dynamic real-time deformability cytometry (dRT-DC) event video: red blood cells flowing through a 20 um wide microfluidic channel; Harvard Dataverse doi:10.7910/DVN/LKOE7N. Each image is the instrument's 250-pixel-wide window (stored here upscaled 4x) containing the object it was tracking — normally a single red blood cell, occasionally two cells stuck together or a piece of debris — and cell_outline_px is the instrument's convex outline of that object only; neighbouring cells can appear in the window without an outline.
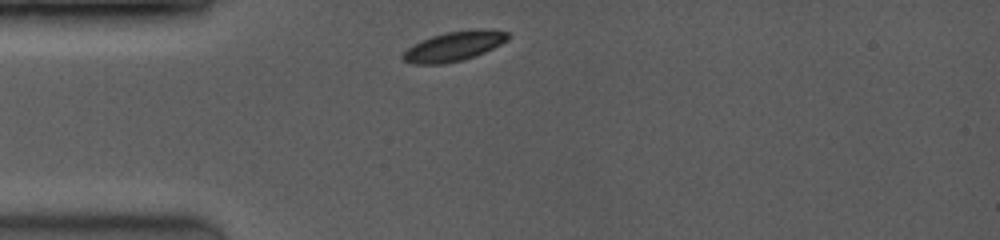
{"species": "common noctule bat (a hibernating species)", "species_latin": "Nyctalus noctula", "temperature_condition": "room temperature", "stored_images_in_passage": 2, "camera_frame_rate_fps": 3500, "um_per_image_px": 0.085, "animal": {"sex": "female", "body_mass_g": 19.0, "forearm_length_mm": 53.3}, "frame": {"image": 1, "passage_image": 1, "time_ms": 0.0, "image_size_px": [1000, 240], "cell_outline_px": [[512, 36], [508, 40], [476, 56], [464, 60], [444, 64], [412, 64], [404, 60], [400, 56], [412, 44], [420, 40], [444, 32], [488, 28], [508, 32]], "centroid_in_image_um": [38.59, 3.93], "position_along_channel_um": 46.4, "area_um2": 18.38}}